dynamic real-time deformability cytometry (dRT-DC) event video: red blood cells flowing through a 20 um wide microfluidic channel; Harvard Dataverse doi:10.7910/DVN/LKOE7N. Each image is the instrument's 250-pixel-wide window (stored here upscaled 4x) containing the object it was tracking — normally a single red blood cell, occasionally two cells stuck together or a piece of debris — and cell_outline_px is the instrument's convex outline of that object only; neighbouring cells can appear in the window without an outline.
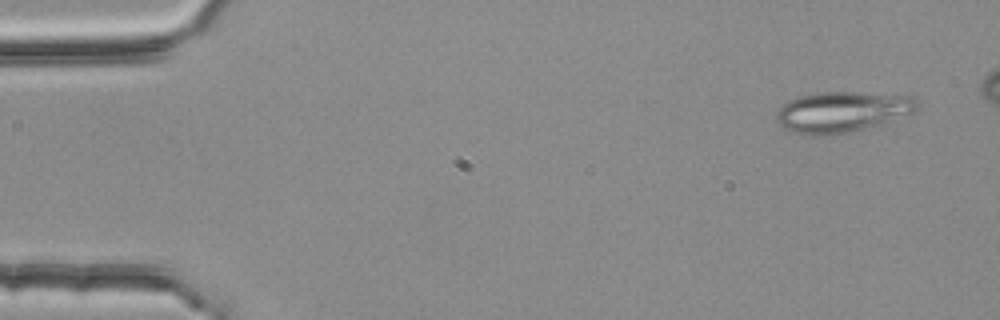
{"species": "common noctule bat (a hibernating species)", "species_latin": "Nyctalus noctula", "temperature_condition": "room temperature", "stored_images_in_passage": 5, "camera_frame_rate_fps": 3000, "um_per_image_px": 0.085, "animal": {"sex": "female", "body_mass_g": 25.1}, "frame": {"image": 1, "passage_image": 1, "time_ms": 0.0, "image_size_px": [1000, 320], "cell_outline_px": [[920, 104], [916, 112], [888, 124], [848, 132], [824, 136], [812, 136], [792, 132], [784, 128], [776, 120], [776, 112], [780, 104], [788, 100], [800, 96], [820, 92], [860, 92], [916, 96]], "centroid_in_image_um": [71.65, 9.51], "position_along_channel_um": 13.3, "area_um2": 34.45}}